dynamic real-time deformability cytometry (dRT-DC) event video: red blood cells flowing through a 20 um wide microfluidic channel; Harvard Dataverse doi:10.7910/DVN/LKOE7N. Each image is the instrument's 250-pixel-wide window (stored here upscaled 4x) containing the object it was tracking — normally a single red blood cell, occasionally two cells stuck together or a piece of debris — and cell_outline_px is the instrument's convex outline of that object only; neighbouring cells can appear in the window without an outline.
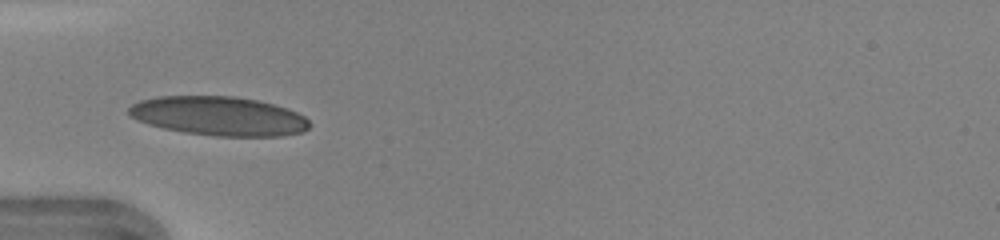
{"species": "human", "species_latin": "Homo sapiens", "temperature_condition": "warm", "stored_images_in_passage": 32, "camera_frame_rate_fps": 3000, "um_per_image_px": 0.085, "donor": {"sex": "female"}, "frame": {"image": 1, "passage_image": 1, "time_ms": 0.0, "image_size_px": [1000, 240], "cell_outline_px": [[308, 128], [304, 132], [280, 136], [216, 136], [184, 132], [164, 128], [148, 124], [136, 120], [128, 116], [128, 108], [132, 104], [140, 100], [156, 96], [236, 96], [256, 100], [288, 108], [304, 116], [308, 120]], "centroid_in_image_um": [18.57, 9.86], "position_along_channel_um": 66.4, "area_um2": 41.27}}
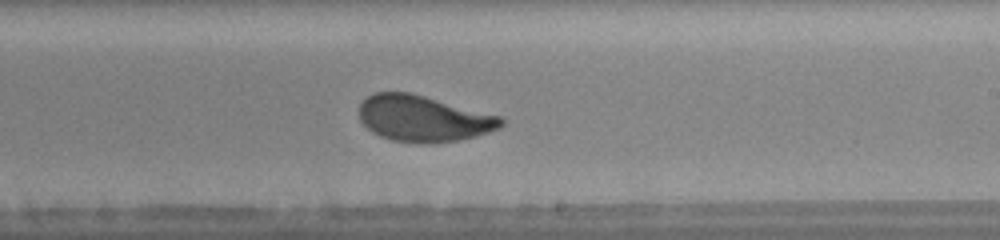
{"frame": {"image": 2, "passage_image": 14, "time_ms": 4.333, "image_size_px": [1000, 240], "cell_outline_px": [[504, 124], [500, 128], [476, 136], [460, 140], [428, 144], [392, 140], [380, 136], [372, 132], [360, 120], [360, 104], [368, 96], [376, 92], [408, 92], [424, 96], [500, 116], [504, 120]], "centroid_in_image_um": [35.99, 10.09], "position_along_channel_um": 253.0, "area_um2": 37.92}, "authors_computed_cell_mechanics": {"area_um2": 38.1191, "velocity_mm_per_s": 4.3338, "shape_relaxation_time_tau1_ms": 3.1039, "shape_relaxation_time_tau2_ms": null, "deformation_change_tau1": 0.1652, "deformation_change_tau2": null}}